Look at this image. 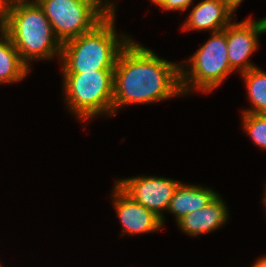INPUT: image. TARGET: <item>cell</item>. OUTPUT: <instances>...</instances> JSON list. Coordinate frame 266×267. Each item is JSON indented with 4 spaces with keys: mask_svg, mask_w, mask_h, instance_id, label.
Listing matches in <instances>:
<instances>
[{
    "mask_svg": "<svg viewBox=\"0 0 266 267\" xmlns=\"http://www.w3.org/2000/svg\"><path fill=\"white\" fill-rule=\"evenodd\" d=\"M211 37L181 66V88L183 95L193 89L211 92L216 89L229 74L234 72L227 56L225 28L212 32ZM186 67V68H184Z\"/></svg>",
    "mask_w": 266,
    "mask_h": 267,
    "instance_id": "cell-6",
    "label": "cell"
},
{
    "mask_svg": "<svg viewBox=\"0 0 266 267\" xmlns=\"http://www.w3.org/2000/svg\"><path fill=\"white\" fill-rule=\"evenodd\" d=\"M242 122L252 142L266 149V114L242 113Z\"/></svg>",
    "mask_w": 266,
    "mask_h": 267,
    "instance_id": "cell-15",
    "label": "cell"
},
{
    "mask_svg": "<svg viewBox=\"0 0 266 267\" xmlns=\"http://www.w3.org/2000/svg\"><path fill=\"white\" fill-rule=\"evenodd\" d=\"M115 9L92 31L62 43V73L114 70L120 52L132 40L116 32Z\"/></svg>",
    "mask_w": 266,
    "mask_h": 267,
    "instance_id": "cell-2",
    "label": "cell"
},
{
    "mask_svg": "<svg viewBox=\"0 0 266 267\" xmlns=\"http://www.w3.org/2000/svg\"><path fill=\"white\" fill-rule=\"evenodd\" d=\"M0 37V84L19 82L31 69L22 61L10 37L6 33Z\"/></svg>",
    "mask_w": 266,
    "mask_h": 267,
    "instance_id": "cell-13",
    "label": "cell"
},
{
    "mask_svg": "<svg viewBox=\"0 0 266 267\" xmlns=\"http://www.w3.org/2000/svg\"><path fill=\"white\" fill-rule=\"evenodd\" d=\"M251 267H266V256L257 259L255 264H253Z\"/></svg>",
    "mask_w": 266,
    "mask_h": 267,
    "instance_id": "cell-19",
    "label": "cell"
},
{
    "mask_svg": "<svg viewBox=\"0 0 266 267\" xmlns=\"http://www.w3.org/2000/svg\"><path fill=\"white\" fill-rule=\"evenodd\" d=\"M266 33V17L252 20L250 17L241 22L233 21L225 28L227 56L231 68L239 73L257 67L249 62L258 48L260 34Z\"/></svg>",
    "mask_w": 266,
    "mask_h": 267,
    "instance_id": "cell-8",
    "label": "cell"
},
{
    "mask_svg": "<svg viewBox=\"0 0 266 267\" xmlns=\"http://www.w3.org/2000/svg\"><path fill=\"white\" fill-rule=\"evenodd\" d=\"M241 75L246 82L247 95L253 105L243 113L266 114V72L255 67Z\"/></svg>",
    "mask_w": 266,
    "mask_h": 267,
    "instance_id": "cell-14",
    "label": "cell"
},
{
    "mask_svg": "<svg viewBox=\"0 0 266 267\" xmlns=\"http://www.w3.org/2000/svg\"><path fill=\"white\" fill-rule=\"evenodd\" d=\"M228 207L222 197L218 194L213 201L194 212L183 216L176 223L187 235L199 236L217 230L229 218Z\"/></svg>",
    "mask_w": 266,
    "mask_h": 267,
    "instance_id": "cell-10",
    "label": "cell"
},
{
    "mask_svg": "<svg viewBox=\"0 0 266 267\" xmlns=\"http://www.w3.org/2000/svg\"><path fill=\"white\" fill-rule=\"evenodd\" d=\"M115 183L133 200L160 217L163 224V211L168 210L174 192L181 182L165 177L138 176L118 179Z\"/></svg>",
    "mask_w": 266,
    "mask_h": 267,
    "instance_id": "cell-7",
    "label": "cell"
},
{
    "mask_svg": "<svg viewBox=\"0 0 266 267\" xmlns=\"http://www.w3.org/2000/svg\"><path fill=\"white\" fill-rule=\"evenodd\" d=\"M217 195V192L208 187L180 183L174 192L167 211L175 215L177 222L188 213L210 204Z\"/></svg>",
    "mask_w": 266,
    "mask_h": 267,
    "instance_id": "cell-12",
    "label": "cell"
},
{
    "mask_svg": "<svg viewBox=\"0 0 266 267\" xmlns=\"http://www.w3.org/2000/svg\"><path fill=\"white\" fill-rule=\"evenodd\" d=\"M11 5L16 3L36 2V0H7Z\"/></svg>",
    "mask_w": 266,
    "mask_h": 267,
    "instance_id": "cell-20",
    "label": "cell"
},
{
    "mask_svg": "<svg viewBox=\"0 0 266 267\" xmlns=\"http://www.w3.org/2000/svg\"><path fill=\"white\" fill-rule=\"evenodd\" d=\"M181 65L158 57L132 39L120 52L114 68L113 116L126 105L182 95Z\"/></svg>",
    "mask_w": 266,
    "mask_h": 267,
    "instance_id": "cell-1",
    "label": "cell"
},
{
    "mask_svg": "<svg viewBox=\"0 0 266 267\" xmlns=\"http://www.w3.org/2000/svg\"><path fill=\"white\" fill-rule=\"evenodd\" d=\"M6 34L29 68L32 60L61 58L62 43L37 2L11 5Z\"/></svg>",
    "mask_w": 266,
    "mask_h": 267,
    "instance_id": "cell-3",
    "label": "cell"
},
{
    "mask_svg": "<svg viewBox=\"0 0 266 267\" xmlns=\"http://www.w3.org/2000/svg\"><path fill=\"white\" fill-rule=\"evenodd\" d=\"M266 190V189H265ZM265 195H264V198H263V200H262V202H264V204H265V207H266V191H265V193H264Z\"/></svg>",
    "mask_w": 266,
    "mask_h": 267,
    "instance_id": "cell-21",
    "label": "cell"
},
{
    "mask_svg": "<svg viewBox=\"0 0 266 267\" xmlns=\"http://www.w3.org/2000/svg\"><path fill=\"white\" fill-rule=\"evenodd\" d=\"M112 197L113 206L123 227L122 236L155 232L164 225L155 213L133 200L116 183Z\"/></svg>",
    "mask_w": 266,
    "mask_h": 267,
    "instance_id": "cell-9",
    "label": "cell"
},
{
    "mask_svg": "<svg viewBox=\"0 0 266 267\" xmlns=\"http://www.w3.org/2000/svg\"><path fill=\"white\" fill-rule=\"evenodd\" d=\"M11 4L7 0H0V34H5L9 24Z\"/></svg>",
    "mask_w": 266,
    "mask_h": 267,
    "instance_id": "cell-17",
    "label": "cell"
},
{
    "mask_svg": "<svg viewBox=\"0 0 266 267\" xmlns=\"http://www.w3.org/2000/svg\"><path fill=\"white\" fill-rule=\"evenodd\" d=\"M193 0H155L153 3L167 11H185L190 7Z\"/></svg>",
    "mask_w": 266,
    "mask_h": 267,
    "instance_id": "cell-16",
    "label": "cell"
},
{
    "mask_svg": "<svg viewBox=\"0 0 266 267\" xmlns=\"http://www.w3.org/2000/svg\"><path fill=\"white\" fill-rule=\"evenodd\" d=\"M63 93L70 112L80 120L113 116L114 70L63 73Z\"/></svg>",
    "mask_w": 266,
    "mask_h": 267,
    "instance_id": "cell-4",
    "label": "cell"
},
{
    "mask_svg": "<svg viewBox=\"0 0 266 267\" xmlns=\"http://www.w3.org/2000/svg\"><path fill=\"white\" fill-rule=\"evenodd\" d=\"M233 15L221 0H203L192 8L182 25V30L218 32L232 22Z\"/></svg>",
    "mask_w": 266,
    "mask_h": 267,
    "instance_id": "cell-11",
    "label": "cell"
},
{
    "mask_svg": "<svg viewBox=\"0 0 266 267\" xmlns=\"http://www.w3.org/2000/svg\"><path fill=\"white\" fill-rule=\"evenodd\" d=\"M234 14L237 7L242 3L243 0H221Z\"/></svg>",
    "mask_w": 266,
    "mask_h": 267,
    "instance_id": "cell-18",
    "label": "cell"
},
{
    "mask_svg": "<svg viewBox=\"0 0 266 267\" xmlns=\"http://www.w3.org/2000/svg\"><path fill=\"white\" fill-rule=\"evenodd\" d=\"M61 43L92 31L114 9L111 0H36Z\"/></svg>",
    "mask_w": 266,
    "mask_h": 267,
    "instance_id": "cell-5",
    "label": "cell"
}]
</instances>
